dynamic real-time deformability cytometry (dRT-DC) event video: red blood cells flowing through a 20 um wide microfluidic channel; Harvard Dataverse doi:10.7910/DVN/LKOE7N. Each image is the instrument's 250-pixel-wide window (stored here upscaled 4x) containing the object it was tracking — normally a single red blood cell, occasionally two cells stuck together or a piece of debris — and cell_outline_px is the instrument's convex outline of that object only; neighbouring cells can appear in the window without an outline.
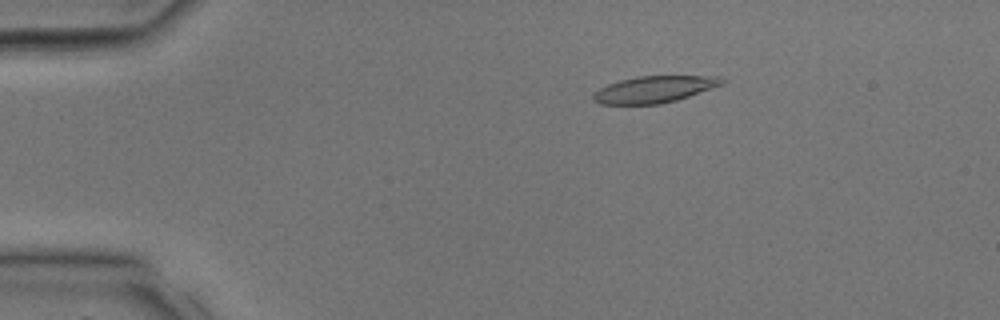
{"species": "common noctule bat (a hibernating species)", "species_latin": "Nyctalus noctula", "temperature_condition": "room temperature", "stored_images_in_passage": 32, "camera_frame_rate_fps": 3000, "um_per_image_px": 0.085, "animal": {"sex": "male", "body_mass_g": 17.9, "forearm_length_mm": 54.2}, "frame": {"image": 1, "passage_image": 5, "time_ms": 1.333, "image_size_px": [1000, 320], "cell_outline_px": [[728, 80], [724, 84], [676, 100], [660, 104], [600, 104], [592, 100], [592, 92], [608, 84], [620, 80], [636, 76], [720, 76]], "centroid_in_image_um": [55.61, 7.59], "position_along_channel_um": 29.4, "area_um2": 20.11}}
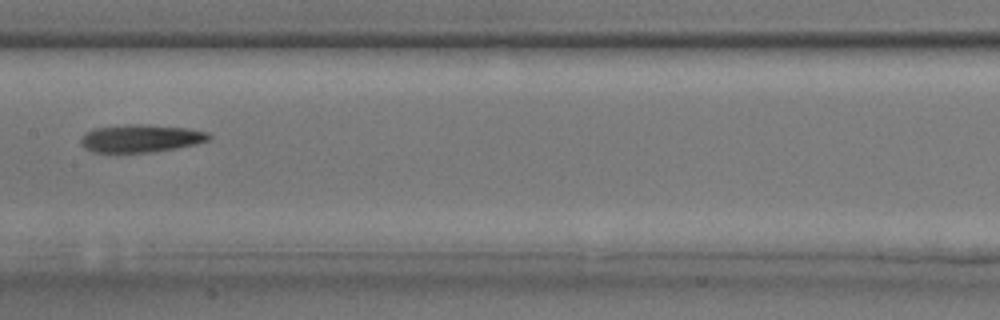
{"frame": {"image": 2, "passage_image": 16, "time_ms": 5.0, "image_size_px": [1000, 320], "cell_outline_px": [[212, 140], [196, 144], [176, 148], [152, 152], [120, 156], [92, 152], [84, 148], [80, 144], [80, 140], [88, 132], [96, 128], [128, 124], [148, 124], [188, 128], [208, 132], [212, 136]], "centroid_in_image_um": [11.96, 11.81], "position_along_channel_um": 195.4, "area_um2": 21.68}}
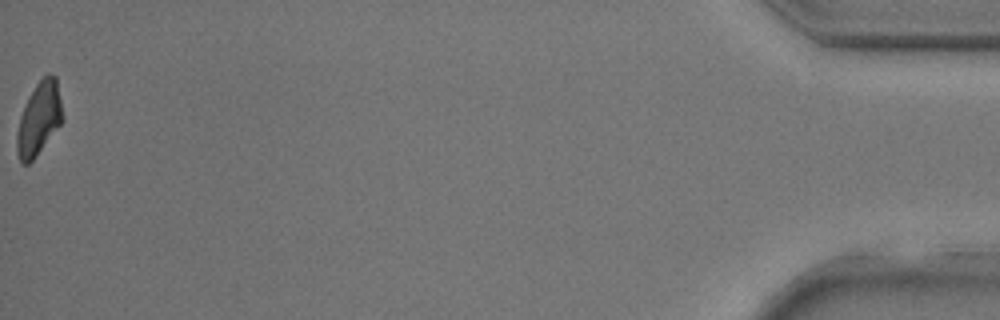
{"frame": {"image": 3, "passage_image": 32, "time_ms": 10.333, "image_size_px": [1000, 320], "cell_outline_px": [[64, 120], [32, 160], [28, 164], [24, 164], [20, 160], [16, 152], [16, 136], [20, 116], [28, 96], [36, 84], [48, 72], [56, 76], [64, 116]], "centroid_in_image_um": [3.32, 10.05], "position_along_channel_um": 431.9, "area_um2": 19.42}}